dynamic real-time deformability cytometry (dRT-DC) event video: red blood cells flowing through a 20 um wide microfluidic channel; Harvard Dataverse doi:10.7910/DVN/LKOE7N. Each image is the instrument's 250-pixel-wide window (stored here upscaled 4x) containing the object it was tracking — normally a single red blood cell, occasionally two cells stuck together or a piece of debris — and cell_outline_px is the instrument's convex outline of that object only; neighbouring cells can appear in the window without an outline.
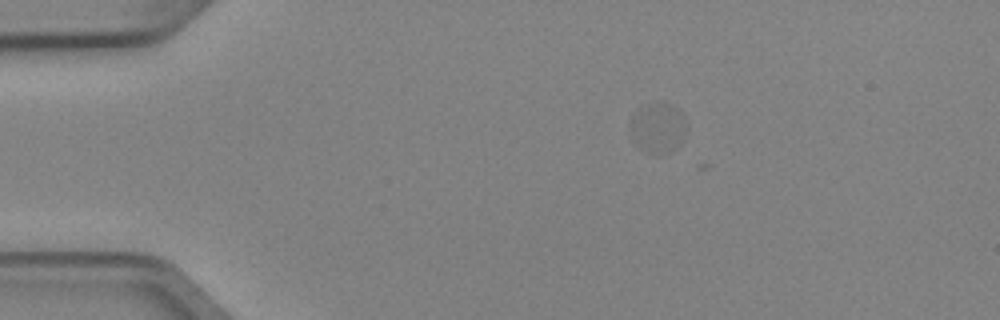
{"species": "Egyptian fruit bat (a non-hibernating species)", "species_latin": "Rousettus aegyptiacus", "temperature_condition": "cold", "stored_images_in_passage": 4, "camera_frame_rate_fps": 3000, "um_per_image_px": 0.085, "animal": {"sex": "female"}, "frame": {"image": 1, "passage_image": 1, "time_ms": 0.0, "image_size_px": [1000, 320], "cell_outline_px": [[688, 124], [684, 140], [680, 144], [668, 152], [656, 156], [648, 152], [636, 144], [632, 136], [632, 120], [640, 108], [660, 104], [668, 104], [676, 108], [684, 116]], "centroid_in_image_um": [56.01, 10.93], "position_along_channel_um": 29.0, "area_um2": 15.9}}
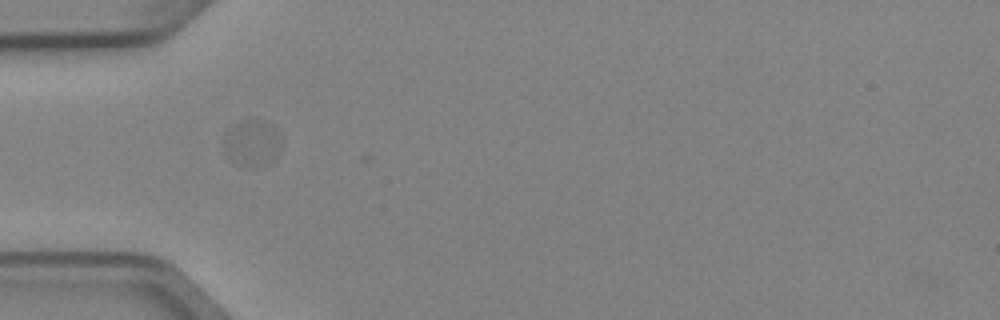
{"frame": {"image": 2, "passage_image": 3, "time_ms": 0.667, "image_size_px": [1000, 320], "cell_outline_px": [[280, 140], [272, 160], [264, 164], [260, 164], [232, 156], [224, 148], [228, 132], [240, 120], [256, 120], [272, 124], [276, 128]], "centroid_in_image_um": [21.49, 12.01], "position_along_channel_um": 63.5, "area_um2": 13.47}}
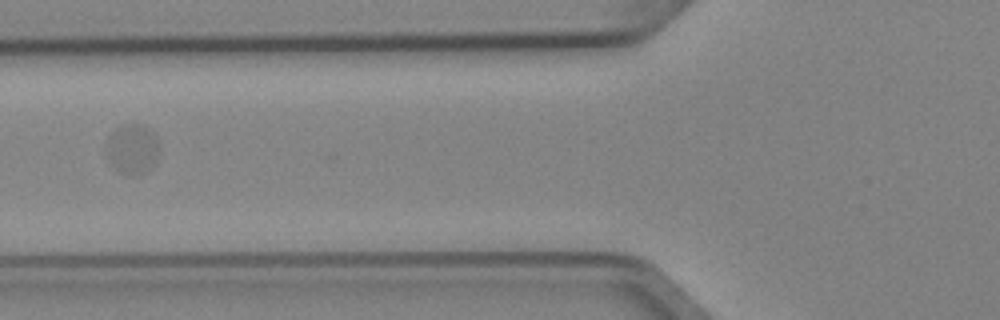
{"frame": {"image": 3, "passage_image": 4, "time_ms": 1.0, "image_size_px": [1000, 320], "cell_outline_px": [[156, 164], [144, 172], [136, 176], [124, 172], [116, 168], [108, 160], [108, 136], [116, 128], [124, 124], [144, 124], [156, 136]], "centroid_in_image_um": [11.25, 12.64], "position_along_channel_um": 114.5, "area_um2": 14.91}}